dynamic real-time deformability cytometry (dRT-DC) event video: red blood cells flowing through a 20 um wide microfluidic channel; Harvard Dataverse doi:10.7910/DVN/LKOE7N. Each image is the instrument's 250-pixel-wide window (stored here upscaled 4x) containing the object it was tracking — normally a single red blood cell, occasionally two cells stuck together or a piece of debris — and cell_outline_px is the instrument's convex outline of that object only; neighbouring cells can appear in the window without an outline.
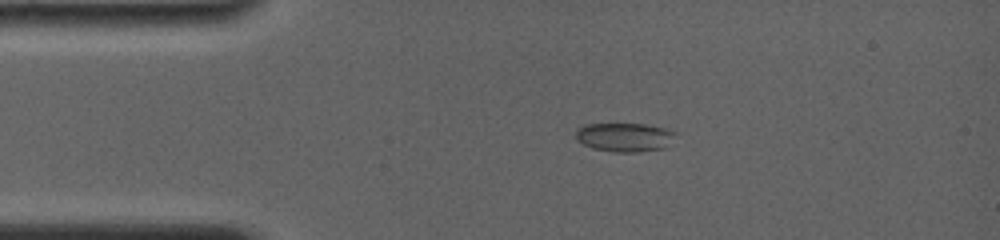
{"species": "common noctule bat (a hibernating species)", "species_latin": "Nyctalus noctula", "temperature_condition": "room temperature", "stored_images_in_passage": 11, "camera_frame_rate_fps": 4000, "um_per_image_px": 0.085, "animal": {"sex": "female", "body_mass_g": 19.0, "forearm_length_mm": 56.7}, "frame": {"image": 1, "passage_image": 1, "time_ms": 0.0, "image_size_px": [1000, 240], "cell_outline_px": [[676, 132], [664, 148], [636, 152], [616, 152], [592, 148], [576, 140], [576, 132], [584, 124], [644, 124], [664, 128]], "centroid_in_image_um": [53.05, 11.66], "position_along_channel_um": 32.0, "area_um2": 16.47}}
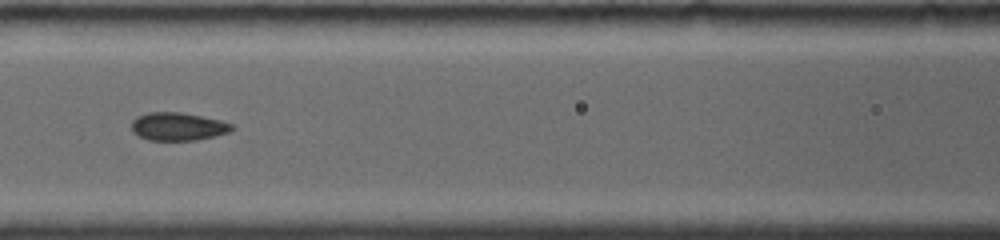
{"frame": {"image": 2, "passage_image": 7, "time_ms": 4.0, "image_size_px": [1000, 240], "cell_outline_px": [[236, 128], [228, 132], [216, 136], [196, 140], [148, 140], [132, 132], [132, 120], [136, 116], [148, 112], [180, 112], [220, 120], [232, 124]], "centroid_in_image_um": [15.12, 10.75], "position_along_channel_um": 151.5, "area_um2": 16.42}}
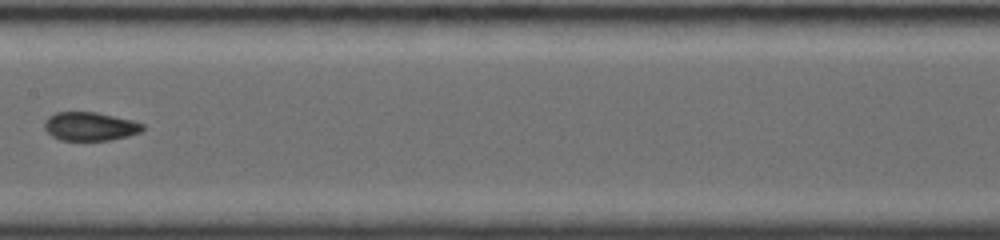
{"frame": {"image": 3, "passage_image": 10, "time_ms": 5.25, "image_size_px": [1000, 240], "cell_outline_px": [[144, 128], [140, 132], [128, 136], [108, 140], [60, 140], [52, 136], [44, 128], [44, 120], [48, 116], [56, 112], [96, 112], [132, 120], [144, 124]], "centroid_in_image_um": [7.63, 10.74], "position_along_channel_um": 199.8, "area_um2": 16.36}}